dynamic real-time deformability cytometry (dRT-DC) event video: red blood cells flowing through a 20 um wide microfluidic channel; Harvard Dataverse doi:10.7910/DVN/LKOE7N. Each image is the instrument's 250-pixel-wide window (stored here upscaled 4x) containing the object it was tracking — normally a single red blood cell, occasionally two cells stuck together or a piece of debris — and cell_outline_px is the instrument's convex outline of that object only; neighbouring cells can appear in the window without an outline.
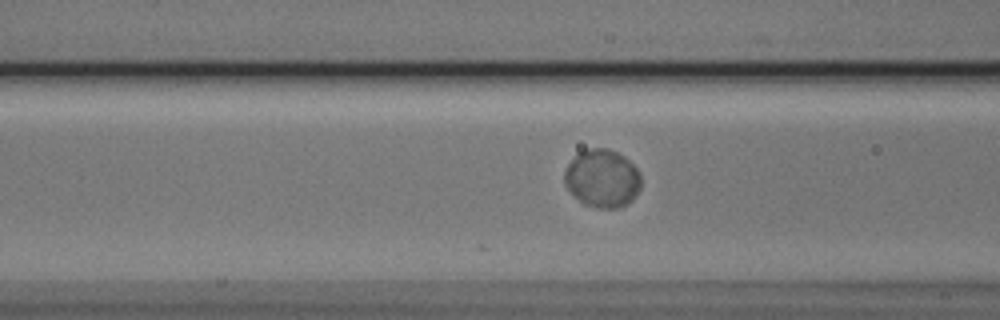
{"species": "Egyptian fruit bat (a non-hibernating species)", "species_latin": "Rousettus aegyptiacus", "temperature_condition": "cold", "stored_images_in_passage": 37, "camera_frame_rate_fps": 3000, "um_per_image_px": 0.085, "animal": {"sex": "male"}, "frame": {"image": 1, "passage_image": 11, "time_ms": 3.333, "image_size_px": [1000, 320], "cell_outline_px": [[640, 188], [636, 196], [628, 204], [620, 208], [596, 208], [584, 204], [564, 184], [564, 172], [568, 164], [580, 152], [588, 148], [604, 148], [616, 152], [624, 156], [640, 172]], "centroid_in_image_um": [51.21, 15.18], "position_along_channel_um": 115.4, "area_um2": 25.78}}
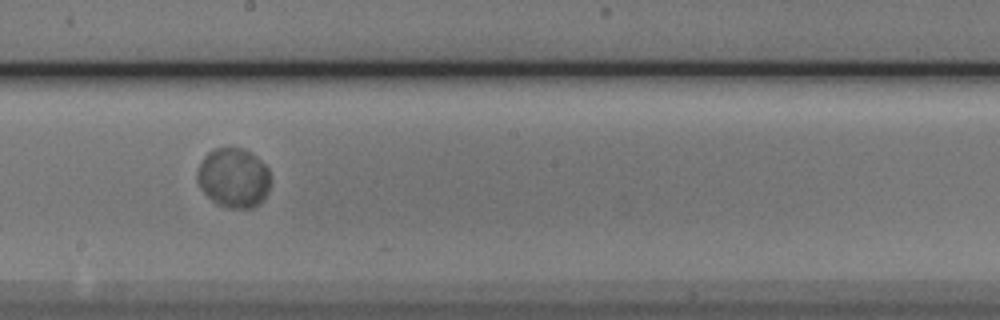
{"frame": {"image": 2, "passage_image": 20, "time_ms": 6.333, "image_size_px": [1000, 320], "cell_outline_px": [[272, 180], [268, 192], [264, 200], [260, 204], [252, 208], [228, 208], [216, 204], [200, 188], [196, 180], [196, 172], [204, 156], [208, 152], [216, 148], [240, 148], [256, 156], [268, 168]], "centroid_in_image_um": [19.87, 15.14], "position_along_channel_um": 228.3, "area_um2": 25.78}}
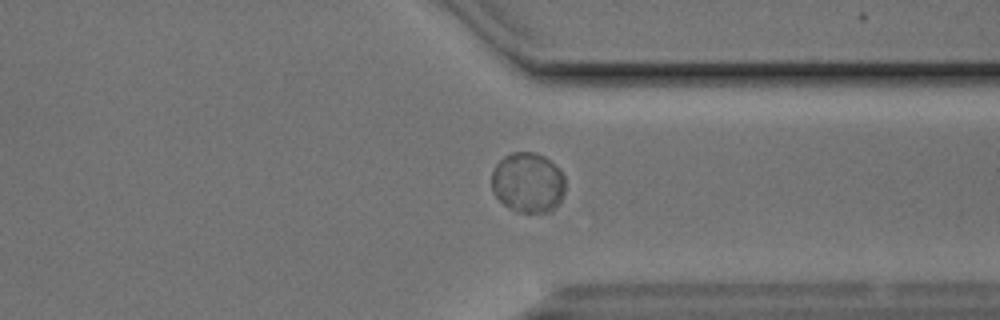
{"frame": {"image": 3, "passage_image": 31, "time_ms": 10.0, "image_size_px": [1000, 320], "cell_outline_px": [[564, 192], [556, 208], [552, 212], [516, 212], [504, 204], [492, 192], [492, 172], [496, 164], [504, 156], [512, 152], [536, 152], [544, 156], [560, 168], [564, 176]], "centroid_in_image_um": [44.88, 15.51], "position_along_channel_um": 366.5, "area_um2": 26.01}}